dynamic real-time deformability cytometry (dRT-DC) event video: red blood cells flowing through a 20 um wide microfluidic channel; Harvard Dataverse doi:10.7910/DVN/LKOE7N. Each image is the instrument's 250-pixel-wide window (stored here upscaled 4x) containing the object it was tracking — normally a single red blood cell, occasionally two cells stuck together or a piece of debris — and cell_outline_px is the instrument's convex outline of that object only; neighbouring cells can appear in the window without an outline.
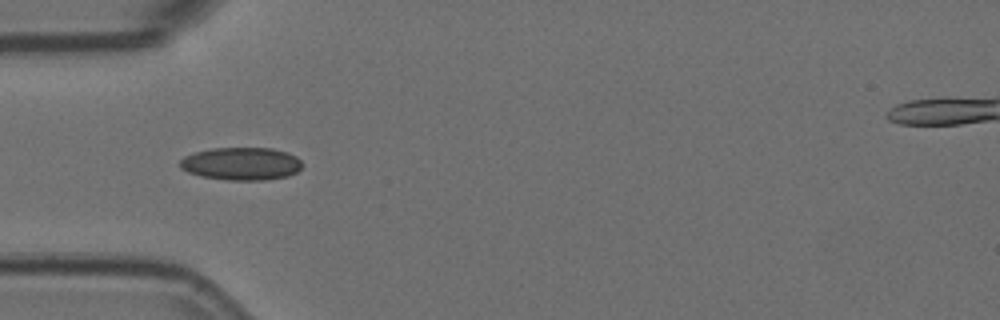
{"species": "Egyptian fruit bat (a non-hibernating species)", "species_latin": "Rousettus aegyptiacus", "temperature_condition": "room temperature", "stored_images_in_passage": 8, "camera_frame_rate_fps": 3000, "um_per_image_px": 0.085, "animal": {"sex": "female"}, "frame": {"image": 1, "passage_image": 5, "time_ms": 1.333, "image_size_px": [1000, 320], "cell_outline_px": [[300, 168], [296, 172], [288, 176], [264, 180], [228, 180], [200, 176], [188, 172], [180, 168], [180, 160], [184, 156], [196, 152], [212, 148], [272, 148], [288, 152], [296, 156], [300, 160]], "centroid_in_image_um": [20.5, 13.91], "position_along_channel_um": 64.5, "area_um2": 23.35}}
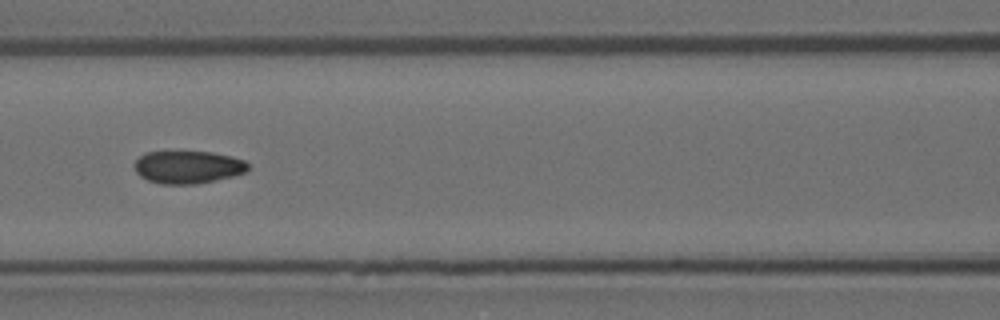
{"frame": {"image": 2, "passage_image": 7, "time_ms": 2.0, "image_size_px": [1000, 320], "cell_outline_px": [[248, 168], [244, 172], [232, 176], [216, 180], [196, 184], [160, 184], [148, 180], [140, 176], [136, 172], [136, 160], [140, 156], [148, 152], [212, 152], [244, 160], [248, 164]], "centroid_in_image_um": [15.96, 14.21], "position_along_channel_um": 150.6, "area_um2": 21.33}}
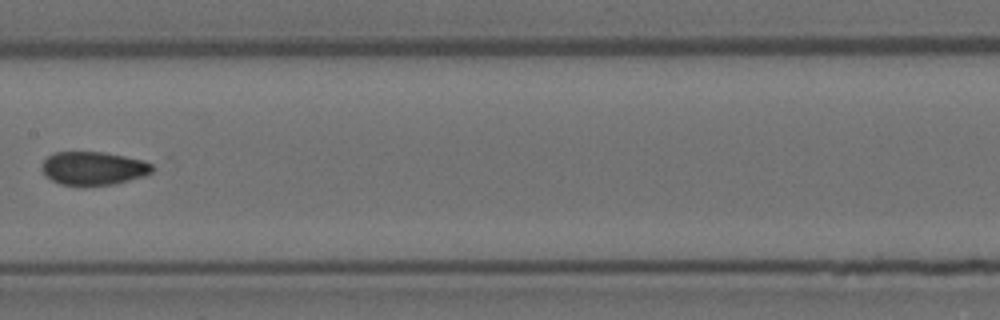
{"frame": {"image": 3, "passage_image": 8, "time_ms": 2.333, "image_size_px": [1000, 320], "cell_outline_px": [[156, 168], [152, 172], [144, 176], [112, 184], [84, 188], [76, 188], [60, 184], [52, 180], [40, 168], [40, 164], [48, 156], [56, 152], [104, 152], [144, 160], [152, 164]], "centroid_in_image_um": [7.93, 14.34], "position_along_channel_um": 199.5, "area_um2": 22.08}}